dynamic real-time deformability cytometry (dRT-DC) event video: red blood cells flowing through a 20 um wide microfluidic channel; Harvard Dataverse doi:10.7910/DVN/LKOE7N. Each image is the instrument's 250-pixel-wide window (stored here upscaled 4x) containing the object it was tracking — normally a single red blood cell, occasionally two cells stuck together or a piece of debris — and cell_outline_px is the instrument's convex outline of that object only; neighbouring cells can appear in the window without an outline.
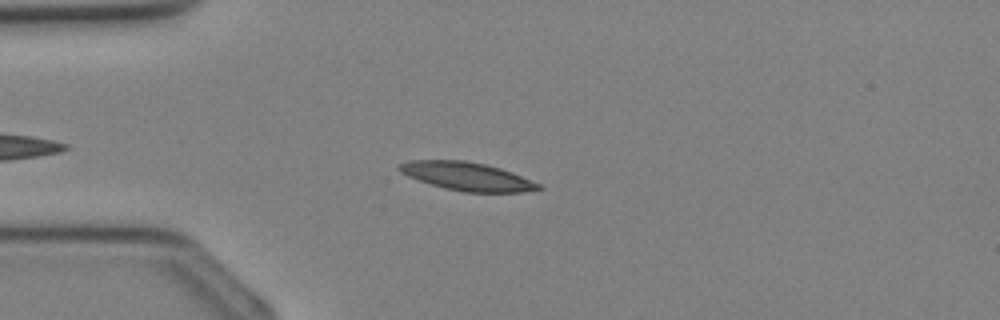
{"species": "Egyptian fruit bat (a non-hibernating species)", "species_latin": "Rousettus aegyptiacus", "temperature_condition": "cold", "stored_images_in_passage": 26, "camera_frame_rate_fps": 3000, "um_per_image_px": 0.085, "animal": {"sex": "female"}, "frame": {"image": 1, "passage_image": 6, "time_ms": 1.667, "image_size_px": [1000, 320], "cell_outline_px": [[544, 188], [520, 192], [464, 192], [432, 184], [408, 176], [400, 172], [396, 168], [400, 164], [408, 160], [464, 160], [484, 164], [500, 168], [512, 172], [540, 184]], "centroid_in_image_um": [39.69, 14.98], "position_along_channel_um": 45.3, "area_um2": 22.66}}
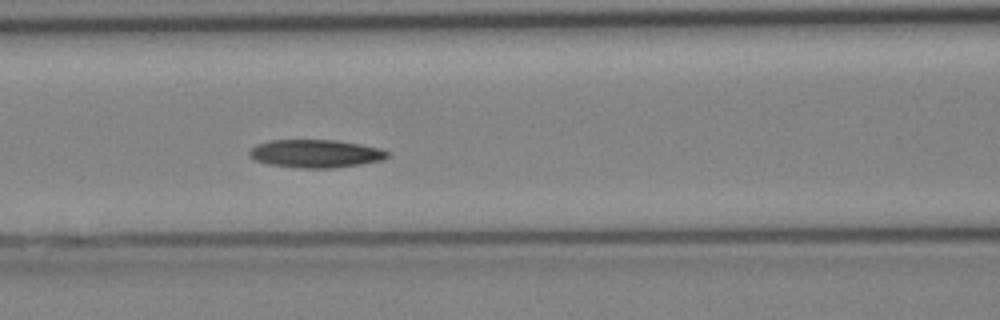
{"frame": {"image": 2, "passage_image": 12, "time_ms": 3.667, "image_size_px": [1000, 320], "cell_outline_px": [[388, 156], [380, 160], [360, 164], [332, 168], [300, 168], [268, 164], [256, 160], [248, 152], [256, 144], [268, 140], [336, 140], [360, 144], [380, 148], [388, 152]], "centroid_in_image_um": [26.81, 13.05], "position_along_channel_um": 139.8, "area_um2": 22.37}}
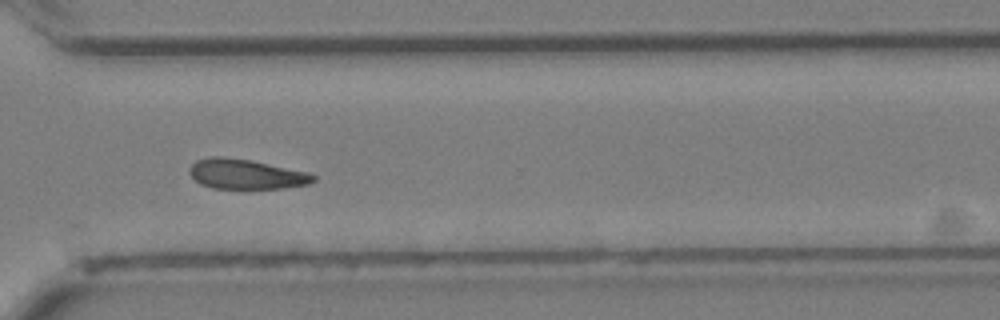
{"frame": {"image": 3, "passage_image": 23, "time_ms": 7.333, "image_size_px": [1000, 320], "cell_outline_px": [[316, 180], [308, 184], [284, 188], [212, 188], [200, 184], [188, 172], [188, 168], [196, 160], [212, 156], [220, 156], [248, 160], [308, 172], [316, 176]], "centroid_in_image_um": [20.89, 14.8], "position_along_channel_um": 349.7, "area_um2": 21.39}}